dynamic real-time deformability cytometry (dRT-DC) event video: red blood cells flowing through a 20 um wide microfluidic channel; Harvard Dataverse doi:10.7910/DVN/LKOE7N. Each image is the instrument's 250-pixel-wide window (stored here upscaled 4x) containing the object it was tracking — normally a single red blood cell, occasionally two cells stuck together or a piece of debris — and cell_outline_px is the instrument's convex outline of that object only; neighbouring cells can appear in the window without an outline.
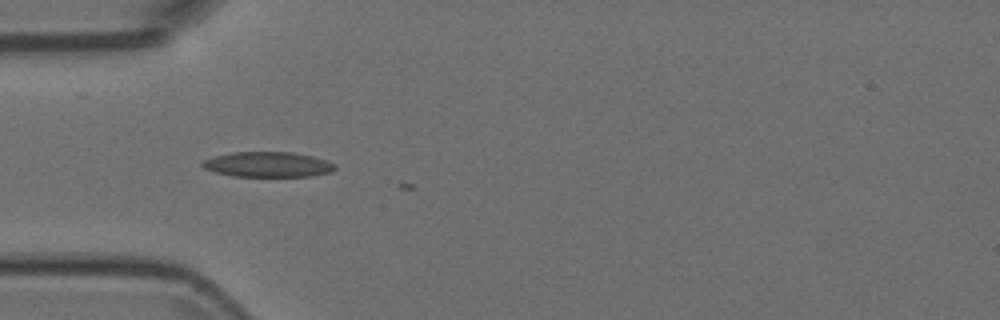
{"species": "Egyptian fruit bat (a non-hibernating species)", "species_latin": "Rousettus aegyptiacus", "temperature_condition": "room temperature", "stored_images_in_passage": 3, "camera_frame_rate_fps": 3000, "um_per_image_px": 0.085, "animal": {"sex": "female"}, "frame": {"image": 1, "passage_image": 1, "time_ms": 0.0, "image_size_px": [1000, 320], "cell_outline_px": [[336, 168], [332, 172], [312, 176], [232, 176], [216, 172], [204, 168], [200, 164], [204, 160], [216, 156], [232, 152], [292, 152], [312, 156], [328, 160], [336, 164]], "centroid_in_image_um": [22.82, 13.98], "position_along_channel_um": 62.2, "area_um2": 19.48}}